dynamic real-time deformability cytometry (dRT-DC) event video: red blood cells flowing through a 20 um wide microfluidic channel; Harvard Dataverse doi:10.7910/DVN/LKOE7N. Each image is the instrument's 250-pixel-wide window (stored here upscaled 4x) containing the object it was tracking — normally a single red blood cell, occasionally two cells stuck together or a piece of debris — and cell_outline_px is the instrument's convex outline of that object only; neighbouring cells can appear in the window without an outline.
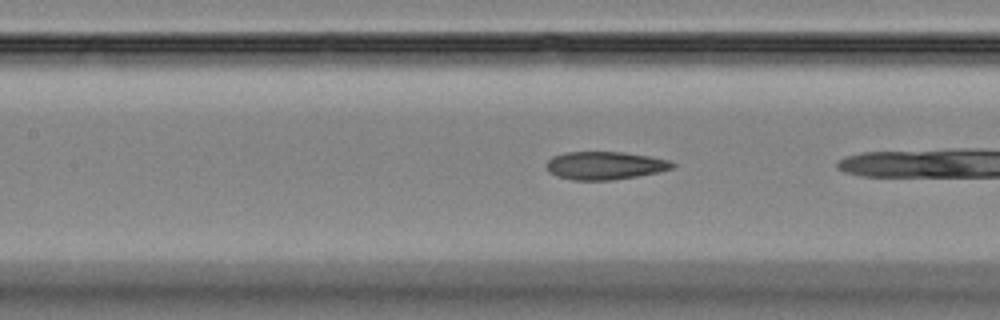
{"species": "Egyptian fruit bat (a non-hibernating species)", "species_latin": "Rousettus aegyptiacus", "temperature_condition": "room temperature", "stored_images_in_passage": 52, "camera_frame_rate_fps": 3000, "um_per_image_px": 0.085, "animal": {"sex": "female"}, "frame": {"image": 1, "passage_image": 21, "time_ms": 6.667, "image_size_px": [1000, 320], "cell_outline_px": [[676, 164], [672, 168], [656, 172], [636, 176], [612, 180], [572, 180], [556, 176], [548, 172], [544, 164], [552, 156], [564, 152], [624, 152], [672, 160]], "centroid_in_image_um": [51.37, 14.06], "position_along_channel_um": 156.0, "area_um2": 20.69}}
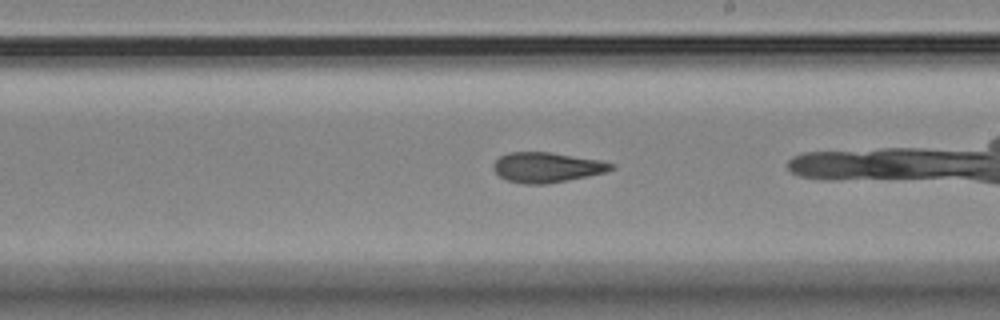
{"frame": {"image": 2, "passage_image": 28, "time_ms": 9.0, "image_size_px": [1000, 320], "cell_outline_px": [[616, 168], [604, 172], [588, 176], [568, 180], [544, 184], [524, 184], [508, 180], [500, 176], [492, 168], [492, 164], [500, 156], [508, 152], [548, 152], [600, 160], [616, 164]], "centroid_in_image_um": [46.48, 14.22], "position_along_channel_um": 242.5, "area_um2": 20.58}}
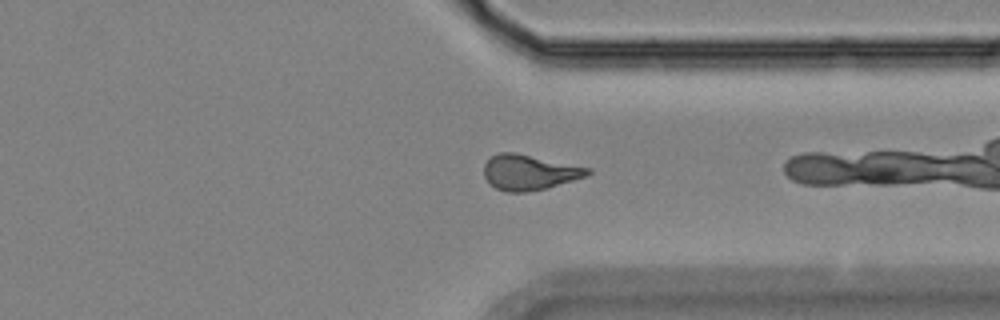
{"frame": {"image": 3, "passage_image": 38, "time_ms": 12.333, "image_size_px": [1000, 320], "cell_outline_px": [[592, 172], [588, 176], [548, 188], [524, 192], [504, 192], [488, 184], [484, 176], [484, 164], [492, 156], [500, 152], [516, 152], [592, 168]], "centroid_in_image_um": [45.01, 14.65], "position_along_channel_um": 366.4, "area_um2": 21.68}, "authors_computed_cell_mechanics": {"area_um2": 21.0103, "velocity_mm_per_s": 3.717, "shape_relaxation_time_tau1_ms": null, "shape_relaxation_time_tau2_ms": 3.2791, "deformation_change_tau1": null, "deformation_change_tau2": 0.1037}}